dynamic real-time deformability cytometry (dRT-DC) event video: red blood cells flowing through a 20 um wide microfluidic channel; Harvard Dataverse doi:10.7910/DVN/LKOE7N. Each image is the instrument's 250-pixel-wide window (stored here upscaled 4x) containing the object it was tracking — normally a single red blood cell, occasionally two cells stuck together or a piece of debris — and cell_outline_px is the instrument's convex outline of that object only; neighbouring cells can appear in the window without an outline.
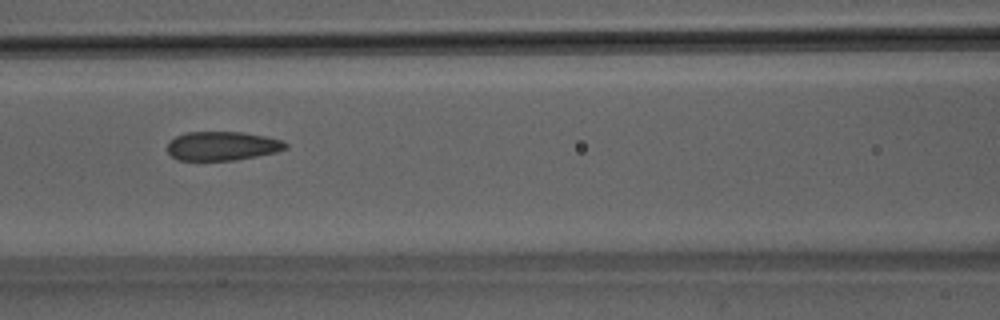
{"species": "Egyptian fruit bat (a non-hibernating species)", "species_latin": "Rousettus aegyptiacus", "temperature_condition": "room temperature", "stored_images_in_passage": 5, "camera_frame_rate_fps": 3000, "um_per_image_px": 0.085, "animal": {"sex": "male"}, "frame": {"image": 1, "passage_image": 5, "time_ms": 1.333, "image_size_px": [1000, 320], "cell_outline_px": [[288, 148], [276, 152], [236, 160], [176, 160], [168, 152], [168, 140], [184, 132], [244, 132], [284, 140], [288, 144]], "centroid_in_image_um": [18.89, 12.4], "position_along_channel_um": 147.7, "area_um2": 20.11}}